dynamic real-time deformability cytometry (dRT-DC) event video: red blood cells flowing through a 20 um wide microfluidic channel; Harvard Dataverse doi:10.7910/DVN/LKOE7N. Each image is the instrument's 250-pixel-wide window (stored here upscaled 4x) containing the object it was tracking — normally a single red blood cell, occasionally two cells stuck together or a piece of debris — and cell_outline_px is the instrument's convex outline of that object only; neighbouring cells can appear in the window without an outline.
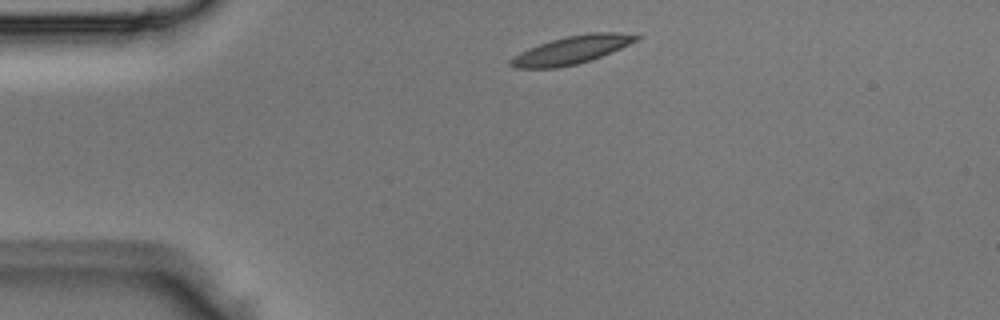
{"species": "Egyptian fruit bat (a non-hibernating species)", "species_latin": "Rousettus aegyptiacus", "temperature_condition": "room temperature", "stored_images_in_passage": 2, "camera_frame_rate_fps": 3000, "um_per_image_px": 0.085, "animal": {"sex": "male"}, "frame": {"image": 1, "passage_image": 1, "time_ms": 0.0, "image_size_px": [1000, 320], "cell_outline_px": [[644, 36], [620, 48], [592, 60], [576, 64], [556, 68], [512, 68], [508, 64], [508, 60], [520, 52], [528, 48], [564, 36], [592, 32], [620, 32]], "centroid_in_image_um": [48.56, 4.25], "position_along_channel_um": 36.4, "area_um2": 20.52}}
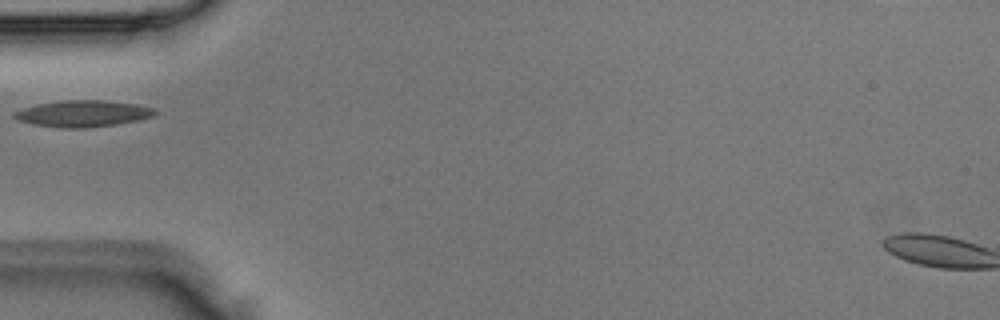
{"frame": {"image": 2, "passage_image": 2, "time_ms": 0.333, "image_size_px": [1000, 320], "cell_outline_px": [[156, 112], [152, 116], [136, 120], [116, 124], [88, 128], [64, 128], [36, 124], [20, 120], [12, 116], [12, 112], [24, 108], [40, 104], [64, 100], [104, 100], [136, 104], [156, 108]], "centroid_in_image_um": [7.07, 9.65], "position_along_channel_um": 77.9, "area_um2": 21.39}}